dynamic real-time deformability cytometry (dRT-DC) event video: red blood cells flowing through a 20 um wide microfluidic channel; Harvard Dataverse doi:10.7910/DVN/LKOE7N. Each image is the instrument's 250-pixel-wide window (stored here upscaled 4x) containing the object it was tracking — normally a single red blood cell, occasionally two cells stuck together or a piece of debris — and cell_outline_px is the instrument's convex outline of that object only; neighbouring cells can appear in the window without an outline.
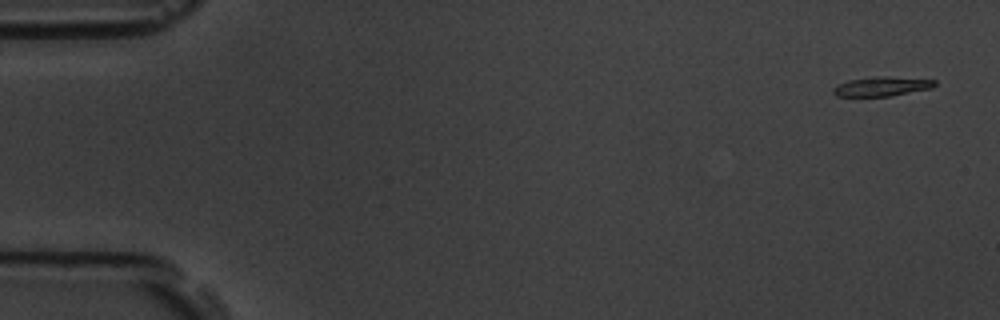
{"species": "common noctule bat (a hibernating species)", "species_latin": "Nyctalus noctula", "temperature_condition": "room temperature", "stored_images_in_passage": 5, "camera_frame_rate_fps": 3000, "um_per_image_px": 0.085, "animal": {"sex": "male", "body_mass_g": 19.5, "forearm_length_mm": 54.6}, "frame": {"image": 1, "passage_image": 1, "time_ms": 0.0, "image_size_px": [1000, 320], "cell_outline_px": [[936, 84], [932, 88], [888, 96], [836, 96], [832, 92], [832, 88], [848, 80], [876, 76], [888, 76], [936, 80]], "centroid_in_image_um": [74.94, 7.34], "position_along_channel_um": 10.1, "area_um2": 11.39}}
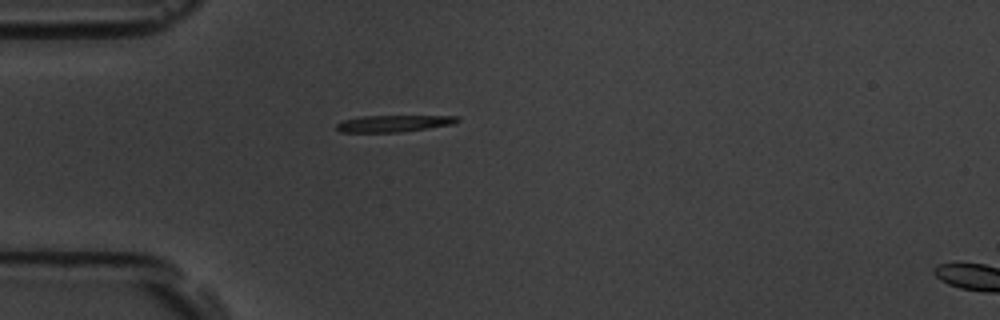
{"frame": {"image": 2, "passage_image": 4, "time_ms": 4.667, "image_size_px": [1000, 320], "cell_outline_px": [[460, 120], [452, 124], [428, 128], [400, 132], [340, 132], [336, 128], [336, 124], [344, 120], [364, 116], [460, 116]], "centroid_in_image_um": [33.47, 10.49], "position_along_channel_um": 51.5, "area_um2": 11.62}}